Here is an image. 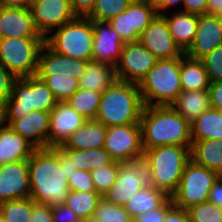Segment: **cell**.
Instances as JSON below:
<instances>
[{"instance_id":"30","label":"cell","mask_w":222,"mask_h":222,"mask_svg":"<svg viewBox=\"0 0 222 222\" xmlns=\"http://www.w3.org/2000/svg\"><path fill=\"white\" fill-rule=\"evenodd\" d=\"M222 139V111L209 108L191 123V141Z\"/></svg>"},{"instance_id":"17","label":"cell","mask_w":222,"mask_h":222,"mask_svg":"<svg viewBox=\"0 0 222 222\" xmlns=\"http://www.w3.org/2000/svg\"><path fill=\"white\" fill-rule=\"evenodd\" d=\"M94 30L92 60L116 66L125 44L108 21L92 20Z\"/></svg>"},{"instance_id":"32","label":"cell","mask_w":222,"mask_h":222,"mask_svg":"<svg viewBox=\"0 0 222 222\" xmlns=\"http://www.w3.org/2000/svg\"><path fill=\"white\" fill-rule=\"evenodd\" d=\"M77 170L91 171L99 167L112 164L115 160L103 148L85 149V150H72L60 149Z\"/></svg>"},{"instance_id":"19","label":"cell","mask_w":222,"mask_h":222,"mask_svg":"<svg viewBox=\"0 0 222 222\" xmlns=\"http://www.w3.org/2000/svg\"><path fill=\"white\" fill-rule=\"evenodd\" d=\"M219 46H222V17L206 13L198 15L194 41L185 54L194 59H201Z\"/></svg>"},{"instance_id":"53","label":"cell","mask_w":222,"mask_h":222,"mask_svg":"<svg viewBox=\"0 0 222 222\" xmlns=\"http://www.w3.org/2000/svg\"><path fill=\"white\" fill-rule=\"evenodd\" d=\"M59 166L64 167L65 176L67 179L77 170L71 160L59 149Z\"/></svg>"},{"instance_id":"36","label":"cell","mask_w":222,"mask_h":222,"mask_svg":"<svg viewBox=\"0 0 222 222\" xmlns=\"http://www.w3.org/2000/svg\"><path fill=\"white\" fill-rule=\"evenodd\" d=\"M33 200L31 198L14 199L0 203V213L6 222H30Z\"/></svg>"},{"instance_id":"14","label":"cell","mask_w":222,"mask_h":222,"mask_svg":"<svg viewBox=\"0 0 222 222\" xmlns=\"http://www.w3.org/2000/svg\"><path fill=\"white\" fill-rule=\"evenodd\" d=\"M29 8L37 30L44 37L77 17L70 0H35Z\"/></svg>"},{"instance_id":"55","label":"cell","mask_w":222,"mask_h":222,"mask_svg":"<svg viewBox=\"0 0 222 222\" xmlns=\"http://www.w3.org/2000/svg\"><path fill=\"white\" fill-rule=\"evenodd\" d=\"M0 7L29 8L30 0H0Z\"/></svg>"},{"instance_id":"46","label":"cell","mask_w":222,"mask_h":222,"mask_svg":"<svg viewBox=\"0 0 222 222\" xmlns=\"http://www.w3.org/2000/svg\"><path fill=\"white\" fill-rule=\"evenodd\" d=\"M30 222H53L51 206L44 203H36L33 200L32 217Z\"/></svg>"},{"instance_id":"4","label":"cell","mask_w":222,"mask_h":222,"mask_svg":"<svg viewBox=\"0 0 222 222\" xmlns=\"http://www.w3.org/2000/svg\"><path fill=\"white\" fill-rule=\"evenodd\" d=\"M56 104L52 91L36 75L17 78L5 102V124L10 126L31 111L50 112Z\"/></svg>"},{"instance_id":"39","label":"cell","mask_w":222,"mask_h":222,"mask_svg":"<svg viewBox=\"0 0 222 222\" xmlns=\"http://www.w3.org/2000/svg\"><path fill=\"white\" fill-rule=\"evenodd\" d=\"M118 161L112 164L91 170V176L96 192L103 195L116 181L118 175Z\"/></svg>"},{"instance_id":"40","label":"cell","mask_w":222,"mask_h":222,"mask_svg":"<svg viewBox=\"0 0 222 222\" xmlns=\"http://www.w3.org/2000/svg\"><path fill=\"white\" fill-rule=\"evenodd\" d=\"M187 211L190 222H222V208L209 201L193 205Z\"/></svg>"},{"instance_id":"45","label":"cell","mask_w":222,"mask_h":222,"mask_svg":"<svg viewBox=\"0 0 222 222\" xmlns=\"http://www.w3.org/2000/svg\"><path fill=\"white\" fill-rule=\"evenodd\" d=\"M51 213L53 222H81L80 217L64 204L51 206Z\"/></svg>"},{"instance_id":"42","label":"cell","mask_w":222,"mask_h":222,"mask_svg":"<svg viewBox=\"0 0 222 222\" xmlns=\"http://www.w3.org/2000/svg\"><path fill=\"white\" fill-rule=\"evenodd\" d=\"M67 181L69 190L81 192L96 191L90 171L76 170Z\"/></svg>"},{"instance_id":"8","label":"cell","mask_w":222,"mask_h":222,"mask_svg":"<svg viewBox=\"0 0 222 222\" xmlns=\"http://www.w3.org/2000/svg\"><path fill=\"white\" fill-rule=\"evenodd\" d=\"M45 38H0V63L17 78L36 75Z\"/></svg>"},{"instance_id":"33","label":"cell","mask_w":222,"mask_h":222,"mask_svg":"<svg viewBox=\"0 0 222 222\" xmlns=\"http://www.w3.org/2000/svg\"><path fill=\"white\" fill-rule=\"evenodd\" d=\"M102 195L96 191L81 192L69 190L64 205L70 207L81 220L93 218Z\"/></svg>"},{"instance_id":"13","label":"cell","mask_w":222,"mask_h":222,"mask_svg":"<svg viewBox=\"0 0 222 222\" xmlns=\"http://www.w3.org/2000/svg\"><path fill=\"white\" fill-rule=\"evenodd\" d=\"M157 60L139 41L127 42L123 45L120 59L115 66L116 78L139 84Z\"/></svg>"},{"instance_id":"12","label":"cell","mask_w":222,"mask_h":222,"mask_svg":"<svg viewBox=\"0 0 222 222\" xmlns=\"http://www.w3.org/2000/svg\"><path fill=\"white\" fill-rule=\"evenodd\" d=\"M118 162H132L143 157L140 124L109 126L103 147Z\"/></svg>"},{"instance_id":"48","label":"cell","mask_w":222,"mask_h":222,"mask_svg":"<svg viewBox=\"0 0 222 222\" xmlns=\"http://www.w3.org/2000/svg\"><path fill=\"white\" fill-rule=\"evenodd\" d=\"M164 222H190L187 209L174 204L167 210Z\"/></svg>"},{"instance_id":"25","label":"cell","mask_w":222,"mask_h":222,"mask_svg":"<svg viewBox=\"0 0 222 222\" xmlns=\"http://www.w3.org/2000/svg\"><path fill=\"white\" fill-rule=\"evenodd\" d=\"M172 13L171 16L167 13L162 16L166 19L176 44L185 53L194 41L198 27V14L180 10Z\"/></svg>"},{"instance_id":"58","label":"cell","mask_w":222,"mask_h":222,"mask_svg":"<svg viewBox=\"0 0 222 222\" xmlns=\"http://www.w3.org/2000/svg\"><path fill=\"white\" fill-rule=\"evenodd\" d=\"M0 222H6V220H5L4 217L1 215V213H0Z\"/></svg>"},{"instance_id":"24","label":"cell","mask_w":222,"mask_h":222,"mask_svg":"<svg viewBox=\"0 0 222 222\" xmlns=\"http://www.w3.org/2000/svg\"><path fill=\"white\" fill-rule=\"evenodd\" d=\"M35 147L10 126L0 128V166L28 160Z\"/></svg>"},{"instance_id":"49","label":"cell","mask_w":222,"mask_h":222,"mask_svg":"<svg viewBox=\"0 0 222 222\" xmlns=\"http://www.w3.org/2000/svg\"><path fill=\"white\" fill-rule=\"evenodd\" d=\"M96 0H70L73 12L77 16L86 17L94 7Z\"/></svg>"},{"instance_id":"11","label":"cell","mask_w":222,"mask_h":222,"mask_svg":"<svg viewBox=\"0 0 222 222\" xmlns=\"http://www.w3.org/2000/svg\"><path fill=\"white\" fill-rule=\"evenodd\" d=\"M157 16L155 3L150 0L132 1L121 14L108 21L124 43L139 41L140 35Z\"/></svg>"},{"instance_id":"22","label":"cell","mask_w":222,"mask_h":222,"mask_svg":"<svg viewBox=\"0 0 222 222\" xmlns=\"http://www.w3.org/2000/svg\"><path fill=\"white\" fill-rule=\"evenodd\" d=\"M49 121L50 112L31 111L24 117L15 120L10 128L35 148H44L49 144Z\"/></svg>"},{"instance_id":"47","label":"cell","mask_w":222,"mask_h":222,"mask_svg":"<svg viewBox=\"0 0 222 222\" xmlns=\"http://www.w3.org/2000/svg\"><path fill=\"white\" fill-rule=\"evenodd\" d=\"M209 95L211 108L222 111V81L209 84Z\"/></svg>"},{"instance_id":"37","label":"cell","mask_w":222,"mask_h":222,"mask_svg":"<svg viewBox=\"0 0 222 222\" xmlns=\"http://www.w3.org/2000/svg\"><path fill=\"white\" fill-rule=\"evenodd\" d=\"M131 2L132 0H96L86 17L91 20L109 21L124 12Z\"/></svg>"},{"instance_id":"41","label":"cell","mask_w":222,"mask_h":222,"mask_svg":"<svg viewBox=\"0 0 222 222\" xmlns=\"http://www.w3.org/2000/svg\"><path fill=\"white\" fill-rule=\"evenodd\" d=\"M206 69L209 82L222 81V46L215 48L201 58Z\"/></svg>"},{"instance_id":"35","label":"cell","mask_w":222,"mask_h":222,"mask_svg":"<svg viewBox=\"0 0 222 222\" xmlns=\"http://www.w3.org/2000/svg\"><path fill=\"white\" fill-rule=\"evenodd\" d=\"M52 91L57 102H65L79 89V80L64 75H36Z\"/></svg>"},{"instance_id":"5","label":"cell","mask_w":222,"mask_h":222,"mask_svg":"<svg viewBox=\"0 0 222 222\" xmlns=\"http://www.w3.org/2000/svg\"><path fill=\"white\" fill-rule=\"evenodd\" d=\"M138 85L144 106L170 105L182 91L180 57L158 59Z\"/></svg>"},{"instance_id":"20","label":"cell","mask_w":222,"mask_h":222,"mask_svg":"<svg viewBox=\"0 0 222 222\" xmlns=\"http://www.w3.org/2000/svg\"><path fill=\"white\" fill-rule=\"evenodd\" d=\"M45 38L37 30L30 8L0 7V38Z\"/></svg>"},{"instance_id":"31","label":"cell","mask_w":222,"mask_h":222,"mask_svg":"<svg viewBox=\"0 0 222 222\" xmlns=\"http://www.w3.org/2000/svg\"><path fill=\"white\" fill-rule=\"evenodd\" d=\"M170 196L156 187L142 188L129 199L124 208L133 219L136 216L160 208Z\"/></svg>"},{"instance_id":"29","label":"cell","mask_w":222,"mask_h":222,"mask_svg":"<svg viewBox=\"0 0 222 222\" xmlns=\"http://www.w3.org/2000/svg\"><path fill=\"white\" fill-rule=\"evenodd\" d=\"M180 81L182 90H207L210 82L202 60L184 53L180 57Z\"/></svg>"},{"instance_id":"7","label":"cell","mask_w":222,"mask_h":222,"mask_svg":"<svg viewBox=\"0 0 222 222\" xmlns=\"http://www.w3.org/2000/svg\"><path fill=\"white\" fill-rule=\"evenodd\" d=\"M55 30L53 35L45 37L50 49L70 58L92 60L94 30L91 19L77 16Z\"/></svg>"},{"instance_id":"52","label":"cell","mask_w":222,"mask_h":222,"mask_svg":"<svg viewBox=\"0 0 222 222\" xmlns=\"http://www.w3.org/2000/svg\"><path fill=\"white\" fill-rule=\"evenodd\" d=\"M183 4V0H157L155 2V7L158 15L166 14L169 7H173L174 5Z\"/></svg>"},{"instance_id":"23","label":"cell","mask_w":222,"mask_h":222,"mask_svg":"<svg viewBox=\"0 0 222 222\" xmlns=\"http://www.w3.org/2000/svg\"><path fill=\"white\" fill-rule=\"evenodd\" d=\"M107 127L95 119L84 122L59 149L85 150L104 147Z\"/></svg>"},{"instance_id":"34","label":"cell","mask_w":222,"mask_h":222,"mask_svg":"<svg viewBox=\"0 0 222 222\" xmlns=\"http://www.w3.org/2000/svg\"><path fill=\"white\" fill-rule=\"evenodd\" d=\"M102 93L92 90L78 89L65 102L87 120L95 119L101 102Z\"/></svg>"},{"instance_id":"18","label":"cell","mask_w":222,"mask_h":222,"mask_svg":"<svg viewBox=\"0 0 222 222\" xmlns=\"http://www.w3.org/2000/svg\"><path fill=\"white\" fill-rule=\"evenodd\" d=\"M86 120L66 102H57L50 111L48 147L62 146L72 133L82 127Z\"/></svg>"},{"instance_id":"51","label":"cell","mask_w":222,"mask_h":222,"mask_svg":"<svg viewBox=\"0 0 222 222\" xmlns=\"http://www.w3.org/2000/svg\"><path fill=\"white\" fill-rule=\"evenodd\" d=\"M184 9L181 11L193 14H205L207 9V0H183Z\"/></svg>"},{"instance_id":"28","label":"cell","mask_w":222,"mask_h":222,"mask_svg":"<svg viewBox=\"0 0 222 222\" xmlns=\"http://www.w3.org/2000/svg\"><path fill=\"white\" fill-rule=\"evenodd\" d=\"M190 156L195 164L222 174V139L192 141Z\"/></svg>"},{"instance_id":"38","label":"cell","mask_w":222,"mask_h":222,"mask_svg":"<svg viewBox=\"0 0 222 222\" xmlns=\"http://www.w3.org/2000/svg\"><path fill=\"white\" fill-rule=\"evenodd\" d=\"M97 222H132V218L124 207L114 205L102 198L94 212Z\"/></svg>"},{"instance_id":"54","label":"cell","mask_w":222,"mask_h":222,"mask_svg":"<svg viewBox=\"0 0 222 222\" xmlns=\"http://www.w3.org/2000/svg\"><path fill=\"white\" fill-rule=\"evenodd\" d=\"M206 14L222 17V0H207Z\"/></svg>"},{"instance_id":"57","label":"cell","mask_w":222,"mask_h":222,"mask_svg":"<svg viewBox=\"0 0 222 222\" xmlns=\"http://www.w3.org/2000/svg\"><path fill=\"white\" fill-rule=\"evenodd\" d=\"M81 222H97L93 218L81 220Z\"/></svg>"},{"instance_id":"3","label":"cell","mask_w":222,"mask_h":222,"mask_svg":"<svg viewBox=\"0 0 222 222\" xmlns=\"http://www.w3.org/2000/svg\"><path fill=\"white\" fill-rule=\"evenodd\" d=\"M143 108L139 85L116 80L102 93L95 120L106 127L140 124Z\"/></svg>"},{"instance_id":"15","label":"cell","mask_w":222,"mask_h":222,"mask_svg":"<svg viewBox=\"0 0 222 222\" xmlns=\"http://www.w3.org/2000/svg\"><path fill=\"white\" fill-rule=\"evenodd\" d=\"M139 42L157 59L181 57L184 52L172 37L166 19L158 15L142 32Z\"/></svg>"},{"instance_id":"21","label":"cell","mask_w":222,"mask_h":222,"mask_svg":"<svg viewBox=\"0 0 222 222\" xmlns=\"http://www.w3.org/2000/svg\"><path fill=\"white\" fill-rule=\"evenodd\" d=\"M87 62L58 54L44 44L38 56L36 75H64L79 80Z\"/></svg>"},{"instance_id":"9","label":"cell","mask_w":222,"mask_h":222,"mask_svg":"<svg viewBox=\"0 0 222 222\" xmlns=\"http://www.w3.org/2000/svg\"><path fill=\"white\" fill-rule=\"evenodd\" d=\"M118 169L116 181L102 195L109 203L124 207L137 191L155 187L150 165L143 157L132 162H118Z\"/></svg>"},{"instance_id":"27","label":"cell","mask_w":222,"mask_h":222,"mask_svg":"<svg viewBox=\"0 0 222 222\" xmlns=\"http://www.w3.org/2000/svg\"><path fill=\"white\" fill-rule=\"evenodd\" d=\"M117 80L115 67L98 61H88L79 79V89L103 93Z\"/></svg>"},{"instance_id":"2","label":"cell","mask_w":222,"mask_h":222,"mask_svg":"<svg viewBox=\"0 0 222 222\" xmlns=\"http://www.w3.org/2000/svg\"><path fill=\"white\" fill-rule=\"evenodd\" d=\"M143 150L164 145L191 146V124L170 105L144 106L141 119Z\"/></svg>"},{"instance_id":"10","label":"cell","mask_w":222,"mask_h":222,"mask_svg":"<svg viewBox=\"0 0 222 222\" xmlns=\"http://www.w3.org/2000/svg\"><path fill=\"white\" fill-rule=\"evenodd\" d=\"M220 175L190 160L184 168L177 190L170 196L175 206L189 207L206 202L209 191Z\"/></svg>"},{"instance_id":"16","label":"cell","mask_w":222,"mask_h":222,"mask_svg":"<svg viewBox=\"0 0 222 222\" xmlns=\"http://www.w3.org/2000/svg\"><path fill=\"white\" fill-rule=\"evenodd\" d=\"M30 198L28 160L0 166V203Z\"/></svg>"},{"instance_id":"56","label":"cell","mask_w":222,"mask_h":222,"mask_svg":"<svg viewBox=\"0 0 222 222\" xmlns=\"http://www.w3.org/2000/svg\"><path fill=\"white\" fill-rule=\"evenodd\" d=\"M5 125V103L0 101V128Z\"/></svg>"},{"instance_id":"50","label":"cell","mask_w":222,"mask_h":222,"mask_svg":"<svg viewBox=\"0 0 222 222\" xmlns=\"http://www.w3.org/2000/svg\"><path fill=\"white\" fill-rule=\"evenodd\" d=\"M207 201L222 208V177L219 176L210 188Z\"/></svg>"},{"instance_id":"1","label":"cell","mask_w":222,"mask_h":222,"mask_svg":"<svg viewBox=\"0 0 222 222\" xmlns=\"http://www.w3.org/2000/svg\"><path fill=\"white\" fill-rule=\"evenodd\" d=\"M28 167L30 198L48 206L64 204L69 187L64 167L59 166V148H35Z\"/></svg>"},{"instance_id":"43","label":"cell","mask_w":222,"mask_h":222,"mask_svg":"<svg viewBox=\"0 0 222 222\" xmlns=\"http://www.w3.org/2000/svg\"><path fill=\"white\" fill-rule=\"evenodd\" d=\"M16 79L17 77L0 63V101L5 103L11 96Z\"/></svg>"},{"instance_id":"6","label":"cell","mask_w":222,"mask_h":222,"mask_svg":"<svg viewBox=\"0 0 222 222\" xmlns=\"http://www.w3.org/2000/svg\"><path fill=\"white\" fill-rule=\"evenodd\" d=\"M191 146L164 145L143 152L150 165L154 186L171 196L178 188L185 166L191 160Z\"/></svg>"},{"instance_id":"44","label":"cell","mask_w":222,"mask_h":222,"mask_svg":"<svg viewBox=\"0 0 222 222\" xmlns=\"http://www.w3.org/2000/svg\"><path fill=\"white\" fill-rule=\"evenodd\" d=\"M173 205L171 197L160 207L147 213H142L133 222H164L167 210Z\"/></svg>"},{"instance_id":"26","label":"cell","mask_w":222,"mask_h":222,"mask_svg":"<svg viewBox=\"0 0 222 222\" xmlns=\"http://www.w3.org/2000/svg\"><path fill=\"white\" fill-rule=\"evenodd\" d=\"M170 106L190 124L211 107L207 90H182Z\"/></svg>"}]
</instances>
